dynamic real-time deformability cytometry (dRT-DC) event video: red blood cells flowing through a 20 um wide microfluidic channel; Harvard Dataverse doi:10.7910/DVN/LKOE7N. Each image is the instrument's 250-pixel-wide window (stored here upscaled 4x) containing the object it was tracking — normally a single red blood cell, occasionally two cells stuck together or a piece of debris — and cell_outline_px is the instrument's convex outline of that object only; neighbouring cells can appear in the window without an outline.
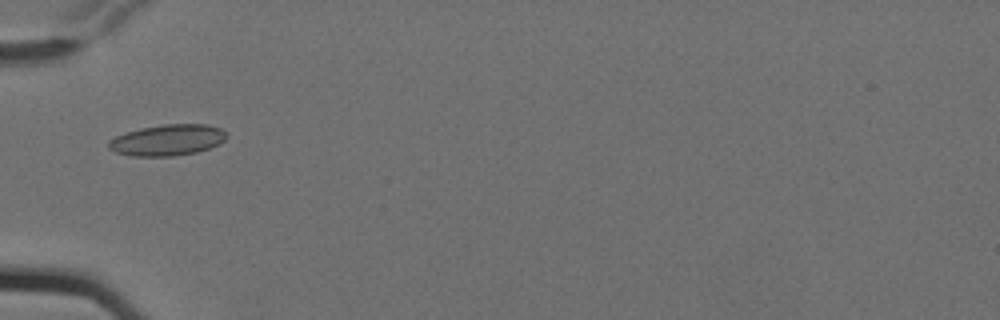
{"species": "Egyptian fruit bat (a non-hibernating species)", "species_latin": "Rousettus aegyptiacus", "temperature_condition": "cold", "stored_images_in_passage": 7, "camera_frame_rate_fps": 3000, "um_per_image_px": 0.085, "animal": {"sex": "female"}, "frame": {"image": 1, "passage_image": 4, "time_ms": 1.0, "image_size_px": [1000, 320], "cell_outline_px": [[228, 136], [220, 144], [196, 152], [172, 156], [132, 156], [116, 152], [108, 148], [108, 140], [116, 136], [140, 128], [164, 124], [208, 124], [220, 128], [228, 132]], "centroid_in_image_um": [14.26, 11.9], "position_along_channel_um": 70.7, "area_um2": 21.44}}
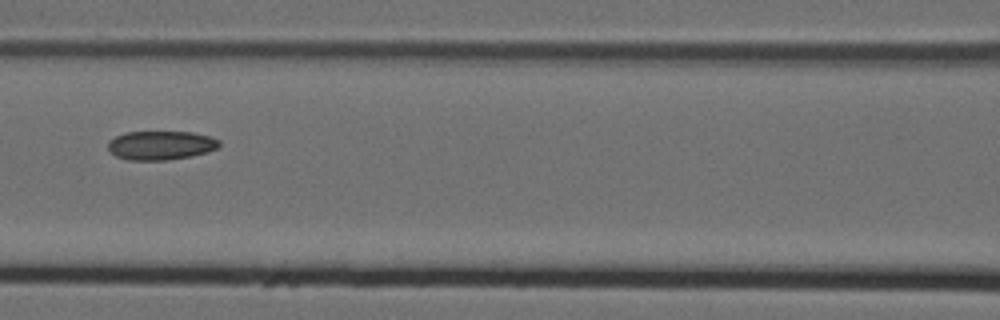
{"frame": {"image": 2, "passage_image": 6, "time_ms": 1.667, "image_size_px": [1000, 320], "cell_outline_px": [[220, 148], [208, 152], [192, 156], [164, 160], [128, 160], [116, 156], [108, 148], [108, 140], [124, 132], [192, 132], [208, 136], [220, 140]], "centroid_in_image_um": [13.68, 12.35], "position_along_channel_um": 152.9, "area_um2": 18.84}}
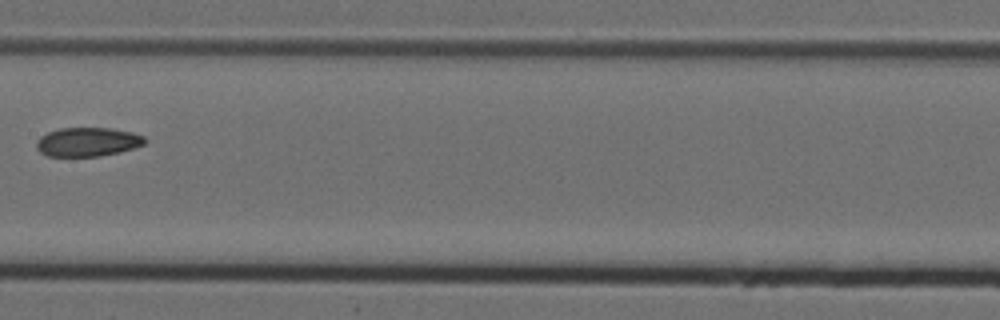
{"frame": {"image": 3, "passage_image": 7, "time_ms": 2.0, "image_size_px": [1000, 320], "cell_outline_px": [[148, 140], [144, 144], [120, 152], [100, 156], [48, 156], [40, 152], [36, 148], [36, 140], [40, 136], [48, 132], [60, 128], [108, 128], [132, 132], [144, 136]], "centroid_in_image_um": [7.44, 12.06], "position_along_channel_um": 200.0, "area_um2": 18.32}}